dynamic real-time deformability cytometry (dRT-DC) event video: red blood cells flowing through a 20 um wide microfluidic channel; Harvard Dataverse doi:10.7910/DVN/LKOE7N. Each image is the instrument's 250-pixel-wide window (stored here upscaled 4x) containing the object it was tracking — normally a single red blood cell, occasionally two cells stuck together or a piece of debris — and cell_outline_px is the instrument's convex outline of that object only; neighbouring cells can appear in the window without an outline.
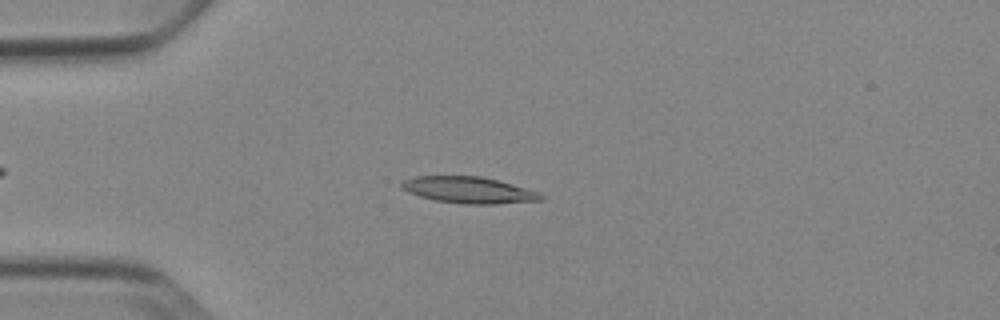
{"species": "Egyptian fruit bat (a non-hibernating species)", "species_latin": "Rousettus aegyptiacus", "temperature_condition": "cold", "stored_images_in_passage": 42, "camera_frame_rate_fps": 3000, "um_per_image_px": 0.085, "animal": {"sex": "female"}, "frame": {"image": 1, "passage_image": 11, "time_ms": 3.333, "image_size_px": [1000, 320], "cell_outline_px": [[544, 200], [496, 204], [464, 204], [436, 200], [420, 196], [408, 192], [400, 188], [400, 184], [404, 180], [416, 176], [480, 176], [500, 180], [540, 192], [544, 196]], "centroid_in_image_um": [39.88, 16.15], "position_along_channel_um": 45.1, "area_um2": 21.62}}
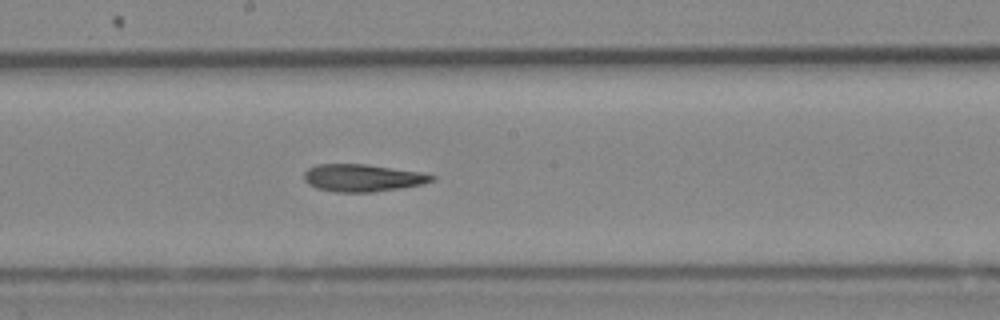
{"frame": {"image": 2, "passage_image": 26, "time_ms": 8.333, "image_size_px": [1000, 320], "cell_outline_px": [[436, 180], [424, 184], [400, 188], [372, 192], [336, 192], [316, 188], [308, 184], [304, 180], [304, 172], [308, 168], [316, 164], [368, 164], [420, 172], [436, 176]], "centroid_in_image_um": [30.82, 15.12], "position_along_channel_um": 217.4, "area_um2": 20.52}}
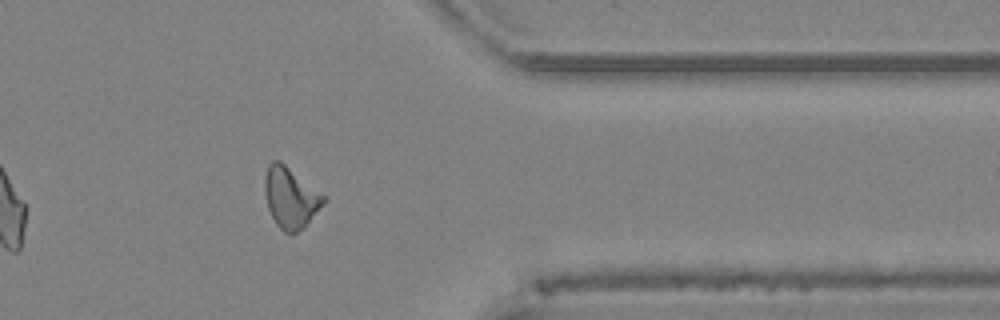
{"frame": {"image": 3, "passage_image": 40, "time_ms": 13.0, "image_size_px": [1000, 320], "cell_outline_px": [[328, 200], [304, 228], [292, 236], [284, 232], [276, 224], [268, 208], [264, 192], [264, 180], [268, 164], [272, 160], [280, 160], [328, 196]], "centroid_in_image_um": [24.74, 16.8], "position_along_channel_um": 386.7, "area_um2": 21.56}, "authors_computed_cell_mechanics": {"area_um2": 20.6924, "velocity_mm_per_s": 3.8958, "shape_relaxation_time_tau1_ms": 7.9323, "shape_relaxation_time_tau2_ms": 5.0278, "deformation_change_tau1": 0.2109, "deformation_change_tau2": 0.1632}}